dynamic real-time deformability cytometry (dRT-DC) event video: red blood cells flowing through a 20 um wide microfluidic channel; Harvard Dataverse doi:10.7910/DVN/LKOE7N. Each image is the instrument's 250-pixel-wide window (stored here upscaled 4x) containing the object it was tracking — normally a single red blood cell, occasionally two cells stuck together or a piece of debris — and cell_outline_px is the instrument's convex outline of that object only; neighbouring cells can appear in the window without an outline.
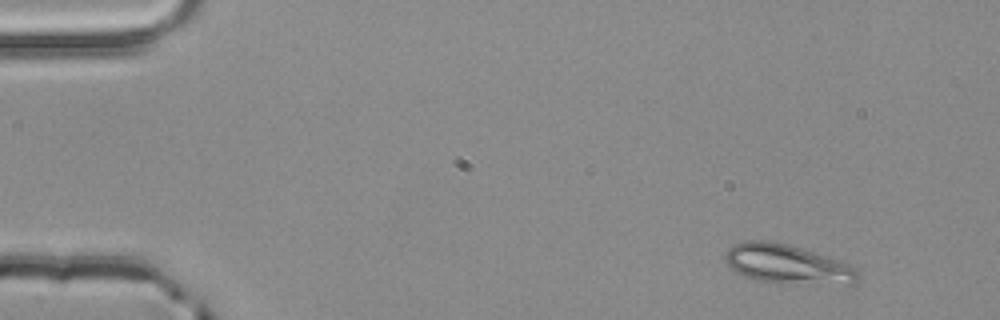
{"species": "common noctule bat (a hibernating species)", "species_latin": "Nyctalus noctula", "temperature_condition": "room temperature", "stored_images_in_passage": 4, "camera_frame_rate_fps": 3000, "um_per_image_px": 0.085, "animal": {"sex": "male", "body_mass_g": 20.4}, "frame": {"image": 1, "passage_image": 4, "time_ms": 1.0, "image_size_px": [1000, 320], "cell_outline_px": [[860, 272], [856, 284], [788, 284], [756, 280], [744, 276], [736, 272], [724, 260], [724, 252], [732, 244], [744, 240], [768, 240], [788, 244], [828, 256], [840, 260], [856, 268]], "centroid_in_image_um": [66.92, 22.45], "position_along_channel_um": 18.1, "area_um2": 30.92}}